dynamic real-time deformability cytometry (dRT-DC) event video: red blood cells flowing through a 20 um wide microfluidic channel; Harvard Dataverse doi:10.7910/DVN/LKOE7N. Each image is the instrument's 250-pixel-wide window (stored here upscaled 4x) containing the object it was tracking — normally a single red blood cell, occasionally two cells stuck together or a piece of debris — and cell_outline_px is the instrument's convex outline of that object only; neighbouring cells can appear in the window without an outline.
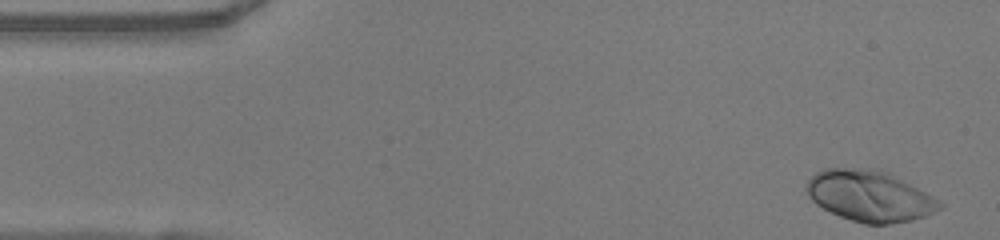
{"species": "human", "species_latin": "Homo sapiens", "temperature_condition": "warm", "stored_images_in_passage": 41, "camera_frame_rate_fps": 3000, "um_per_image_px": 0.085, "donor": {"sex": "female"}, "frame": {"image": 1, "passage_image": 1, "time_ms": 0.0, "image_size_px": [1000, 240], "cell_outline_px": [[944, 208], [924, 216], [912, 220], [888, 224], [864, 224], [840, 216], [816, 204], [808, 196], [804, 188], [808, 180], [816, 172], [824, 168], [856, 168], [888, 172], [940, 200], [944, 204]], "centroid_in_image_um": [73.91, 16.66], "position_along_channel_um": 11.1, "area_um2": 39.36}}
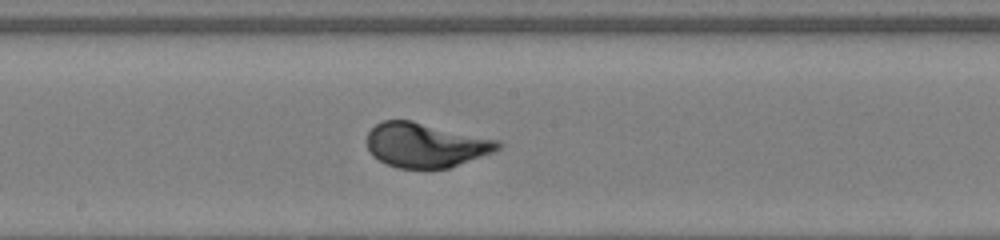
{"frame": {"image": 2, "passage_image": 24, "time_ms": 7.667, "image_size_px": [1000, 240], "cell_outline_px": [[504, 144], [500, 148], [492, 152], [448, 168], [396, 168], [372, 156], [368, 148], [368, 132], [376, 124], [384, 120], [412, 120], [500, 140]], "centroid_in_image_um": [36.19, 12.32], "position_along_channel_um": 212.0, "area_um2": 33.87}}
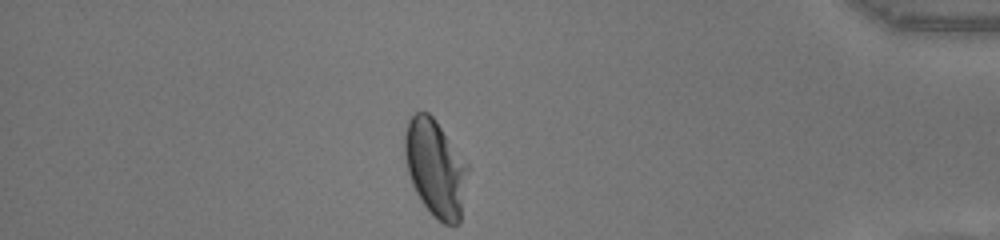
{"frame": {"image": 3, "passage_image": 41, "time_ms": 13.333, "image_size_px": [1000, 240], "cell_outline_px": [[468, 172], [460, 224], [444, 224], [420, 200], [412, 184], [404, 160], [404, 132], [408, 120], [416, 112], [428, 112], [436, 120], [468, 164]], "centroid_in_image_um": [37.0, 14.26], "position_along_channel_um": 398.2, "area_um2": 35.55}}